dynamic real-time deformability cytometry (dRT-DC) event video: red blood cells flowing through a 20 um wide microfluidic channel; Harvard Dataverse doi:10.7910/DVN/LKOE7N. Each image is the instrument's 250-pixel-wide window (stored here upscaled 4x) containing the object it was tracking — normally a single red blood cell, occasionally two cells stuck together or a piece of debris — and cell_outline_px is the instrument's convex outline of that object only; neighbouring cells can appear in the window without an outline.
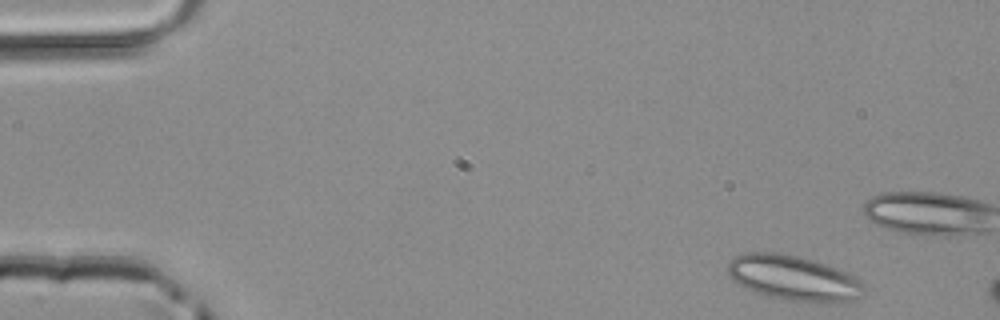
{"species": "common noctule bat (a hibernating species)", "species_latin": "Nyctalus noctula", "temperature_condition": "room temperature", "stored_images_in_passage": 47, "segment_of_instrument_passage": [1, 2], "camera_frame_rate_fps": 3000, "um_per_image_px": 0.085, "animal": {"sex": "male", "body_mass_g": 20.4}, "frame": {"image": 1, "passage_image": 1, "time_ms": 0.0, "image_size_px": [1000, 320], "cell_outline_px": [[864, 292], [856, 300], [820, 304], [780, 300], [756, 292], [732, 280], [728, 272], [728, 264], [736, 256], [744, 252], [780, 252], [816, 260], [836, 268], [860, 280], [864, 284]], "centroid_in_image_um": [67.48, 23.65], "position_along_channel_um": 17.5, "area_um2": 36.18}}